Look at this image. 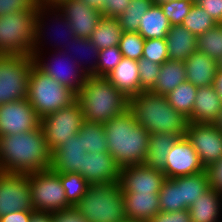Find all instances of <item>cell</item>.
I'll use <instances>...</instances> for the list:
<instances>
[{
  "instance_id": "1",
  "label": "cell",
  "mask_w": 222,
  "mask_h": 222,
  "mask_svg": "<svg viewBox=\"0 0 222 222\" xmlns=\"http://www.w3.org/2000/svg\"><path fill=\"white\" fill-rule=\"evenodd\" d=\"M51 152L42 127L0 137V172L30 174L50 169Z\"/></svg>"
},
{
  "instance_id": "29",
  "label": "cell",
  "mask_w": 222,
  "mask_h": 222,
  "mask_svg": "<svg viewBox=\"0 0 222 222\" xmlns=\"http://www.w3.org/2000/svg\"><path fill=\"white\" fill-rule=\"evenodd\" d=\"M178 138L173 133L151 134L144 164L148 167L163 170L166 165V157Z\"/></svg>"
},
{
  "instance_id": "10",
  "label": "cell",
  "mask_w": 222,
  "mask_h": 222,
  "mask_svg": "<svg viewBox=\"0 0 222 222\" xmlns=\"http://www.w3.org/2000/svg\"><path fill=\"white\" fill-rule=\"evenodd\" d=\"M83 122L84 115L77 99L70 105L43 117L40 126L50 152L61 146L64 140L77 135Z\"/></svg>"
},
{
  "instance_id": "54",
  "label": "cell",
  "mask_w": 222,
  "mask_h": 222,
  "mask_svg": "<svg viewBox=\"0 0 222 222\" xmlns=\"http://www.w3.org/2000/svg\"><path fill=\"white\" fill-rule=\"evenodd\" d=\"M82 1L87 3L90 7H93L101 11L105 0H82Z\"/></svg>"
},
{
  "instance_id": "59",
  "label": "cell",
  "mask_w": 222,
  "mask_h": 222,
  "mask_svg": "<svg viewBox=\"0 0 222 222\" xmlns=\"http://www.w3.org/2000/svg\"><path fill=\"white\" fill-rule=\"evenodd\" d=\"M218 69L222 70V58L218 61Z\"/></svg>"
},
{
  "instance_id": "43",
  "label": "cell",
  "mask_w": 222,
  "mask_h": 222,
  "mask_svg": "<svg viewBox=\"0 0 222 222\" xmlns=\"http://www.w3.org/2000/svg\"><path fill=\"white\" fill-rule=\"evenodd\" d=\"M138 66L140 90L150 91L156 85L161 65L142 57L138 60Z\"/></svg>"
},
{
  "instance_id": "2",
  "label": "cell",
  "mask_w": 222,
  "mask_h": 222,
  "mask_svg": "<svg viewBox=\"0 0 222 222\" xmlns=\"http://www.w3.org/2000/svg\"><path fill=\"white\" fill-rule=\"evenodd\" d=\"M108 152L120 168L144 164L150 133L136 122L130 109L103 123Z\"/></svg>"
},
{
  "instance_id": "58",
  "label": "cell",
  "mask_w": 222,
  "mask_h": 222,
  "mask_svg": "<svg viewBox=\"0 0 222 222\" xmlns=\"http://www.w3.org/2000/svg\"><path fill=\"white\" fill-rule=\"evenodd\" d=\"M122 222H145V221H141V220H132V219H125Z\"/></svg>"
},
{
  "instance_id": "56",
  "label": "cell",
  "mask_w": 222,
  "mask_h": 222,
  "mask_svg": "<svg viewBox=\"0 0 222 222\" xmlns=\"http://www.w3.org/2000/svg\"><path fill=\"white\" fill-rule=\"evenodd\" d=\"M214 124L222 130V110Z\"/></svg>"
},
{
  "instance_id": "40",
  "label": "cell",
  "mask_w": 222,
  "mask_h": 222,
  "mask_svg": "<svg viewBox=\"0 0 222 222\" xmlns=\"http://www.w3.org/2000/svg\"><path fill=\"white\" fill-rule=\"evenodd\" d=\"M144 41L138 32H123L118 46L123 57L138 61L143 55Z\"/></svg>"
},
{
  "instance_id": "39",
  "label": "cell",
  "mask_w": 222,
  "mask_h": 222,
  "mask_svg": "<svg viewBox=\"0 0 222 222\" xmlns=\"http://www.w3.org/2000/svg\"><path fill=\"white\" fill-rule=\"evenodd\" d=\"M216 24L204 9L194 3L181 25L197 37L207 32Z\"/></svg>"
},
{
  "instance_id": "22",
  "label": "cell",
  "mask_w": 222,
  "mask_h": 222,
  "mask_svg": "<svg viewBox=\"0 0 222 222\" xmlns=\"http://www.w3.org/2000/svg\"><path fill=\"white\" fill-rule=\"evenodd\" d=\"M186 81L197 88L212 86L218 70V62L203 52L197 50L184 62Z\"/></svg>"
},
{
  "instance_id": "15",
  "label": "cell",
  "mask_w": 222,
  "mask_h": 222,
  "mask_svg": "<svg viewBox=\"0 0 222 222\" xmlns=\"http://www.w3.org/2000/svg\"><path fill=\"white\" fill-rule=\"evenodd\" d=\"M21 210H34L28 174L0 172V217Z\"/></svg>"
},
{
  "instance_id": "44",
  "label": "cell",
  "mask_w": 222,
  "mask_h": 222,
  "mask_svg": "<svg viewBox=\"0 0 222 222\" xmlns=\"http://www.w3.org/2000/svg\"><path fill=\"white\" fill-rule=\"evenodd\" d=\"M142 57L160 65L169 60L166 39L145 40Z\"/></svg>"
},
{
  "instance_id": "46",
  "label": "cell",
  "mask_w": 222,
  "mask_h": 222,
  "mask_svg": "<svg viewBox=\"0 0 222 222\" xmlns=\"http://www.w3.org/2000/svg\"><path fill=\"white\" fill-rule=\"evenodd\" d=\"M131 0H105L100 11L103 17L118 18L129 7Z\"/></svg>"
},
{
  "instance_id": "14",
  "label": "cell",
  "mask_w": 222,
  "mask_h": 222,
  "mask_svg": "<svg viewBox=\"0 0 222 222\" xmlns=\"http://www.w3.org/2000/svg\"><path fill=\"white\" fill-rule=\"evenodd\" d=\"M40 124L41 118L28 99L0 105V137L29 132Z\"/></svg>"
},
{
  "instance_id": "42",
  "label": "cell",
  "mask_w": 222,
  "mask_h": 222,
  "mask_svg": "<svg viewBox=\"0 0 222 222\" xmlns=\"http://www.w3.org/2000/svg\"><path fill=\"white\" fill-rule=\"evenodd\" d=\"M123 59L119 46L99 50L97 77H106Z\"/></svg>"
},
{
  "instance_id": "55",
  "label": "cell",
  "mask_w": 222,
  "mask_h": 222,
  "mask_svg": "<svg viewBox=\"0 0 222 222\" xmlns=\"http://www.w3.org/2000/svg\"><path fill=\"white\" fill-rule=\"evenodd\" d=\"M62 0H36L38 5L42 6H56Z\"/></svg>"
},
{
  "instance_id": "11",
  "label": "cell",
  "mask_w": 222,
  "mask_h": 222,
  "mask_svg": "<svg viewBox=\"0 0 222 222\" xmlns=\"http://www.w3.org/2000/svg\"><path fill=\"white\" fill-rule=\"evenodd\" d=\"M43 55V53L35 54L33 56L34 64L42 72L77 94L83 87L87 75L81 70L76 61L63 51L55 52V50H53L50 53L51 56L49 55L51 58H47V60Z\"/></svg>"
},
{
  "instance_id": "36",
  "label": "cell",
  "mask_w": 222,
  "mask_h": 222,
  "mask_svg": "<svg viewBox=\"0 0 222 222\" xmlns=\"http://www.w3.org/2000/svg\"><path fill=\"white\" fill-rule=\"evenodd\" d=\"M152 5V0H131L129 7L117 18L123 32H138L140 19Z\"/></svg>"
},
{
  "instance_id": "17",
  "label": "cell",
  "mask_w": 222,
  "mask_h": 222,
  "mask_svg": "<svg viewBox=\"0 0 222 222\" xmlns=\"http://www.w3.org/2000/svg\"><path fill=\"white\" fill-rule=\"evenodd\" d=\"M199 155L186 136L179 137L166 157L165 178L193 175L205 171Z\"/></svg>"
},
{
  "instance_id": "34",
  "label": "cell",
  "mask_w": 222,
  "mask_h": 222,
  "mask_svg": "<svg viewBox=\"0 0 222 222\" xmlns=\"http://www.w3.org/2000/svg\"><path fill=\"white\" fill-rule=\"evenodd\" d=\"M197 90L198 88L194 84L185 81L170 91L166 98L176 111L188 118L192 113Z\"/></svg>"
},
{
  "instance_id": "21",
  "label": "cell",
  "mask_w": 222,
  "mask_h": 222,
  "mask_svg": "<svg viewBox=\"0 0 222 222\" xmlns=\"http://www.w3.org/2000/svg\"><path fill=\"white\" fill-rule=\"evenodd\" d=\"M222 110V98L214 85L199 87L188 123H215Z\"/></svg>"
},
{
  "instance_id": "12",
  "label": "cell",
  "mask_w": 222,
  "mask_h": 222,
  "mask_svg": "<svg viewBox=\"0 0 222 222\" xmlns=\"http://www.w3.org/2000/svg\"><path fill=\"white\" fill-rule=\"evenodd\" d=\"M185 136L205 169L222 158V130L214 123H188Z\"/></svg>"
},
{
  "instance_id": "4",
  "label": "cell",
  "mask_w": 222,
  "mask_h": 222,
  "mask_svg": "<svg viewBox=\"0 0 222 222\" xmlns=\"http://www.w3.org/2000/svg\"><path fill=\"white\" fill-rule=\"evenodd\" d=\"M77 100L87 122L103 124L129 109V98L105 77L87 76Z\"/></svg>"
},
{
  "instance_id": "9",
  "label": "cell",
  "mask_w": 222,
  "mask_h": 222,
  "mask_svg": "<svg viewBox=\"0 0 222 222\" xmlns=\"http://www.w3.org/2000/svg\"><path fill=\"white\" fill-rule=\"evenodd\" d=\"M31 203L35 212H57L72 207L66 200L60 173L47 169L28 174Z\"/></svg>"
},
{
  "instance_id": "57",
  "label": "cell",
  "mask_w": 222,
  "mask_h": 222,
  "mask_svg": "<svg viewBox=\"0 0 222 222\" xmlns=\"http://www.w3.org/2000/svg\"><path fill=\"white\" fill-rule=\"evenodd\" d=\"M170 1H172V0H152V4H154V5H161V4L165 3V2H170Z\"/></svg>"
},
{
  "instance_id": "51",
  "label": "cell",
  "mask_w": 222,
  "mask_h": 222,
  "mask_svg": "<svg viewBox=\"0 0 222 222\" xmlns=\"http://www.w3.org/2000/svg\"><path fill=\"white\" fill-rule=\"evenodd\" d=\"M34 210H21L10 212L0 217V222H29Z\"/></svg>"
},
{
  "instance_id": "7",
  "label": "cell",
  "mask_w": 222,
  "mask_h": 222,
  "mask_svg": "<svg viewBox=\"0 0 222 222\" xmlns=\"http://www.w3.org/2000/svg\"><path fill=\"white\" fill-rule=\"evenodd\" d=\"M37 8L0 16V55L32 56Z\"/></svg>"
},
{
  "instance_id": "26",
  "label": "cell",
  "mask_w": 222,
  "mask_h": 222,
  "mask_svg": "<svg viewBox=\"0 0 222 222\" xmlns=\"http://www.w3.org/2000/svg\"><path fill=\"white\" fill-rule=\"evenodd\" d=\"M169 60L185 62L197 50V37L182 25H174L166 36Z\"/></svg>"
},
{
  "instance_id": "45",
  "label": "cell",
  "mask_w": 222,
  "mask_h": 222,
  "mask_svg": "<svg viewBox=\"0 0 222 222\" xmlns=\"http://www.w3.org/2000/svg\"><path fill=\"white\" fill-rule=\"evenodd\" d=\"M36 0H0V16L18 11H29Z\"/></svg>"
},
{
  "instance_id": "50",
  "label": "cell",
  "mask_w": 222,
  "mask_h": 222,
  "mask_svg": "<svg viewBox=\"0 0 222 222\" xmlns=\"http://www.w3.org/2000/svg\"><path fill=\"white\" fill-rule=\"evenodd\" d=\"M53 222H87L83 215L75 208L70 207L53 213Z\"/></svg>"
},
{
  "instance_id": "27",
  "label": "cell",
  "mask_w": 222,
  "mask_h": 222,
  "mask_svg": "<svg viewBox=\"0 0 222 222\" xmlns=\"http://www.w3.org/2000/svg\"><path fill=\"white\" fill-rule=\"evenodd\" d=\"M170 22L160 5H152L140 19L138 33L145 39H166Z\"/></svg>"
},
{
  "instance_id": "20",
  "label": "cell",
  "mask_w": 222,
  "mask_h": 222,
  "mask_svg": "<svg viewBox=\"0 0 222 222\" xmlns=\"http://www.w3.org/2000/svg\"><path fill=\"white\" fill-rule=\"evenodd\" d=\"M82 138L77 134L64 140L51 154L50 168L57 173H80L83 169L84 154Z\"/></svg>"
},
{
  "instance_id": "52",
  "label": "cell",
  "mask_w": 222,
  "mask_h": 222,
  "mask_svg": "<svg viewBox=\"0 0 222 222\" xmlns=\"http://www.w3.org/2000/svg\"><path fill=\"white\" fill-rule=\"evenodd\" d=\"M29 222H53V213L51 212H34Z\"/></svg>"
},
{
  "instance_id": "24",
  "label": "cell",
  "mask_w": 222,
  "mask_h": 222,
  "mask_svg": "<svg viewBox=\"0 0 222 222\" xmlns=\"http://www.w3.org/2000/svg\"><path fill=\"white\" fill-rule=\"evenodd\" d=\"M127 219L148 222L160 211L158 194L123 193Z\"/></svg>"
},
{
  "instance_id": "16",
  "label": "cell",
  "mask_w": 222,
  "mask_h": 222,
  "mask_svg": "<svg viewBox=\"0 0 222 222\" xmlns=\"http://www.w3.org/2000/svg\"><path fill=\"white\" fill-rule=\"evenodd\" d=\"M165 179L162 170L136 164L120 169L118 183L122 193L158 194Z\"/></svg>"
},
{
  "instance_id": "5",
  "label": "cell",
  "mask_w": 222,
  "mask_h": 222,
  "mask_svg": "<svg viewBox=\"0 0 222 222\" xmlns=\"http://www.w3.org/2000/svg\"><path fill=\"white\" fill-rule=\"evenodd\" d=\"M87 222H122L124 195L118 182L90 185L74 206Z\"/></svg>"
},
{
  "instance_id": "33",
  "label": "cell",
  "mask_w": 222,
  "mask_h": 222,
  "mask_svg": "<svg viewBox=\"0 0 222 222\" xmlns=\"http://www.w3.org/2000/svg\"><path fill=\"white\" fill-rule=\"evenodd\" d=\"M77 134L82 138L83 148L87 152H108L107 136L102 123L84 121Z\"/></svg>"
},
{
  "instance_id": "3",
  "label": "cell",
  "mask_w": 222,
  "mask_h": 222,
  "mask_svg": "<svg viewBox=\"0 0 222 222\" xmlns=\"http://www.w3.org/2000/svg\"><path fill=\"white\" fill-rule=\"evenodd\" d=\"M129 109L136 122L150 134L173 133L178 137L185 136L187 118L168 103L165 95L142 91L129 98Z\"/></svg>"
},
{
  "instance_id": "6",
  "label": "cell",
  "mask_w": 222,
  "mask_h": 222,
  "mask_svg": "<svg viewBox=\"0 0 222 222\" xmlns=\"http://www.w3.org/2000/svg\"><path fill=\"white\" fill-rule=\"evenodd\" d=\"M27 99L42 119L46 115L73 103L77 99V94L33 64Z\"/></svg>"
},
{
  "instance_id": "28",
  "label": "cell",
  "mask_w": 222,
  "mask_h": 222,
  "mask_svg": "<svg viewBox=\"0 0 222 222\" xmlns=\"http://www.w3.org/2000/svg\"><path fill=\"white\" fill-rule=\"evenodd\" d=\"M186 81L185 63L167 60L161 65L156 85L150 90L157 95H167Z\"/></svg>"
},
{
  "instance_id": "48",
  "label": "cell",
  "mask_w": 222,
  "mask_h": 222,
  "mask_svg": "<svg viewBox=\"0 0 222 222\" xmlns=\"http://www.w3.org/2000/svg\"><path fill=\"white\" fill-rule=\"evenodd\" d=\"M217 23L222 24V0H198L196 2Z\"/></svg>"
},
{
  "instance_id": "23",
  "label": "cell",
  "mask_w": 222,
  "mask_h": 222,
  "mask_svg": "<svg viewBox=\"0 0 222 222\" xmlns=\"http://www.w3.org/2000/svg\"><path fill=\"white\" fill-rule=\"evenodd\" d=\"M128 98L140 90L138 61L123 57L120 63L105 77Z\"/></svg>"
},
{
  "instance_id": "31",
  "label": "cell",
  "mask_w": 222,
  "mask_h": 222,
  "mask_svg": "<svg viewBox=\"0 0 222 222\" xmlns=\"http://www.w3.org/2000/svg\"><path fill=\"white\" fill-rule=\"evenodd\" d=\"M123 30L117 18L102 17L90 36V41L99 49L118 46Z\"/></svg>"
},
{
  "instance_id": "30",
  "label": "cell",
  "mask_w": 222,
  "mask_h": 222,
  "mask_svg": "<svg viewBox=\"0 0 222 222\" xmlns=\"http://www.w3.org/2000/svg\"><path fill=\"white\" fill-rule=\"evenodd\" d=\"M64 49L65 50H62V51L64 53H67L68 55L70 53V56L76 61V63L81 68V70L85 73V75L97 77V62H98V57H99V49L90 41V39L76 37ZM74 52H75V54H74ZM71 53L74 54V56H72ZM78 53L80 54L79 55L80 58L77 56ZM83 53L85 55H87V58H89L92 61H89V59H88L85 62L84 60L86 59V56L84 55L85 59L83 60V58H82Z\"/></svg>"
},
{
  "instance_id": "13",
  "label": "cell",
  "mask_w": 222,
  "mask_h": 222,
  "mask_svg": "<svg viewBox=\"0 0 222 222\" xmlns=\"http://www.w3.org/2000/svg\"><path fill=\"white\" fill-rule=\"evenodd\" d=\"M46 21H48L49 23H47ZM50 21H51V25L52 24L55 25V23H56V29H57V27L59 28L60 26H61L60 28H64L62 32L65 34V36H64V34L62 32L61 33L63 34V38H66V40L63 39L65 41L61 42L62 44L64 43L62 46H61V44L59 45L58 42L57 43H56V41L54 42V43H56L53 46V48H55L54 49L55 51H62V50H64V48H66L67 45H69L72 42V40L76 38V36L74 34V31L72 30V28L70 26V23L63 16V14L58 10V8L56 6H42V5H38L37 12H36V18H35V32H34V43H33V49H32V57L35 54H42V52L44 53L43 50H45V49H43V48H44L45 43L47 44V42L45 41L46 40L45 37L48 36V34H47L48 32H46V31H48L49 30L48 27L51 26L50 25ZM48 24H49V26H48ZM54 25H52L49 28H51V30H52ZM60 28H59V30H61ZM53 29H55V28H53ZM53 34H54V32H53ZM50 38H52V37H50ZM60 40H61V38H60ZM42 46H43V48H42Z\"/></svg>"
},
{
  "instance_id": "35",
  "label": "cell",
  "mask_w": 222,
  "mask_h": 222,
  "mask_svg": "<svg viewBox=\"0 0 222 222\" xmlns=\"http://www.w3.org/2000/svg\"><path fill=\"white\" fill-rule=\"evenodd\" d=\"M158 196L161 212L182 210L181 176L166 178Z\"/></svg>"
},
{
  "instance_id": "8",
  "label": "cell",
  "mask_w": 222,
  "mask_h": 222,
  "mask_svg": "<svg viewBox=\"0 0 222 222\" xmlns=\"http://www.w3.org/2000/svg\"><path fill=\"white\" fill-rule=\"evenodd\" d=\"M32 56L0 55V105L27 99Z\"/></svg>"
},
{
  "instance_id": "53",
  "label": "cell",
  "mask_w": 222,
  "mask_h": 222,
  "mask_svg": "<svg viewBox=\"0 0 222 222\" xmlns=\"http://www.w3.org/2000/svg\"><path fill=\"white\" fill-rule=\"evenodd\" d=\"M214 87L222 98V70L218 69L215 75Z\"/></svg>"
},
{
  "instance_id": "32",
  "label": "cell",
  "mask_w": 222,
  "mask_h": 222,
  "mask_svg": "<svg viewBox=\"0 0 222 222\" xmlns=\"http://www.w3.org/2000/svg\"><path fill=\"white\" fill-rule=\"evenodd\" d=\"M210 188L206 170L193 175L181 176L182 210L189 209L190 205Z\"/></svg>"
},
{
  "instance_id": "19",
  "label": "cell",
  "mask_w": 222,
  "mask_h": 222,
  "mask_svg": "<svg viewBox=\"0 0 222 222\" xmlns=\"http://www.w3.org/2000/svg\"><path fill=\"white\" fill-rule=\"evenodd\" d=\"M120 167L109 152L84 154L83 169L79 173L90 185L119 182Z\"/></svg>"
},
{
  "instance_id": "25",
  "label": "cell",
  "mask_w": 222,
  "mask_h": 222,
  "mask_svg": "<svg viewBox=\"0 0 222 222\" xmlns=\"http://www.w3.org/2000/svg\"><path fill=\"white\" fill-rule=\"evenodd\" d=\"M222 193L210 188L189 207L191 222H222Z\"/></svg>"
},
{
  "instance_id": "49",
  "label": "cell",
  "mask_w": 222,
  "mask_h": 222,
  "mask_svg": "<svg viewBox=\"0 0 222 222\" xmlns=\"http://www.w3.org/2000/svg\"><path fill=\"white\" fill-rule=\"evenodd\" d=\"M210 187L222 193V158L206 169Z\"/></svg>"
},
{
  "instance_id": "41",
  "label": "cell",
  "mask_w": 222,
  "mask_h": 222,
  "mask_svg": "<svg viewBox=\"0 0 222 222\" xmlns=\"http://www.w3.org/2000/svg\"><path fill=\"white\" fill-rule=\"evenodd\" d=\"M195 2L193 0H172L160 5L171 26L181 25Z\"/></svg>"
},
{
  "instance_id": "18",
  "label": "cell",
  "mask_w": 222,
  "mask_h": 222,
  "mask_svg": "<svg viewBox=\"0 0 222 222\" xmlns=\"http://www.w3.org/2000/svg\"><path fill=\"white\" fill-rule=\"evenodd\" d=\"M56 7L68 20L76 37L89 39L100 19L101 12L82 0H62Z\"/></svg>"
},
{
  "instance_id": "38",
  "label": "cell",
  "mask_w": 222,
  "mask_h": 222,
  "mask_svg": "<svg viewBox=\"0 0 222 222\" xmlns=\"http://www.w3.org/2000/svg\"><path fill=\"white\" fill-rule=\"evenodd\" d=\"M60 179L66 200L74 207L87 192L90 184L78 173H60Z\"/></svg>"
},
{
  "instance_id": "37",
  "label": "cell",
  "mask_w": 222,
  "mask_h": 222,
  "mask_svg": "<svg viewBox=\"0 0 222 222\" xmlns=\"http://www.w3.org/2000/svg\"><path fill=\"white\" fill-rule=\"evenodd\" d=\"M197 51L205 53L217 62L222 58V24H216L197 36Z\"/></svg>"
},
{
  "instance_id": "47",
  "label": "cell",
  "mask_w": 222,
  "mask_h": 222,
  "mask_svg": "<svg viewBox=\"0 0 222 222\" xmlns=\"http://www.w3.org/2000/svg\"><path fill=\"white\" fill-rule=\"evenodd\" d=\"M148 222H191L189 209H183L173 212L159 211Z\"/></svg>"
}]
</instances>
